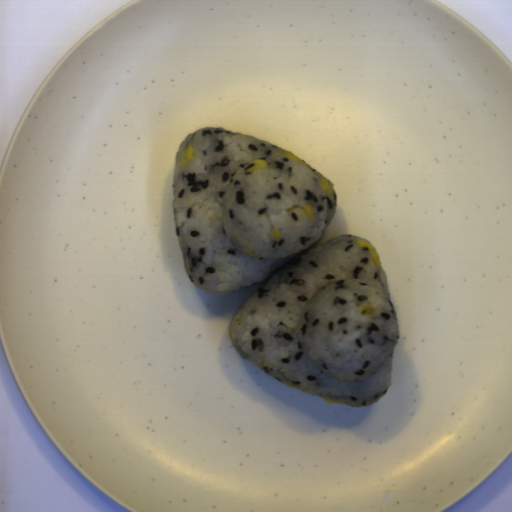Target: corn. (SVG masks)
<instances>
[{
  "label": "corn",
  "mask_w": 512,
  "mask_h": 512,
  "mask_svg": "<svg viewBox=\"0 0 512 512\" xmlns=\"http://www.w3.org/2000/svg\"><path fill=\"white\" fill-rule=\"evenodd\" d=\"M319 183H320L322 190L325 191L326 194L329 195L334 192V187H333L332 183L330 181H328L326 178L321 176L319 178Z\"/></svg>",
  "instance_id": "4"
},
{
  "label": "corn",
  "mask_w": 512,
  "mask_h": 512,
  "mask_svg": "<svg viewBox=\"0 0 512 512\" xmlns=\"http://www.w3.org/2000/svg\"><path fill=\"white\" fill-rule=\"evenodd\" d=\"M304 211L305 213L307 214L308 218L314 222L315 220V215H314V209H313V206L312 204H305L304 205Z\"/></svg>",
  "instance_id": "5"
},
{
  "label": "corn",
  "mask_w": 512,
  "mask_h": 512,
  "mask_svg": "<svg viewBox=\"0 0 512 512\" xmlns=\"http://www.w3.org/2000/svg\"><path fill=\"white\" fill-rule=\"evenodd\" d=\"M192 159H196L195 148L192 144H188L182 151L178 163L181 167L187 168L189 161Z\"/></svg>",
  "instance_id": "2"
},
{
  "label": "corn",
  "mask_w": 512,
  "mask_h": 512,
  "mask_svg": "<svg viewBox=\"0 0 512 512\" xmlns=\"http://www.w3.org/2000/svg\"><path fill=\"white\" fill-rule=\"evenodd\" d=\"M359 248H367L370 252L369 262L373 263L377 268H380L381 258L374 246L363 239H356Z\"/></svg>",
  "instance_id": "1"
},
{
  "label": "corn",
  "mask_w": 512,
  "mask_h": 512,
  "mask_svg": "<svg viewBox=\"0 0 512 512\" xmlns=\"http://www.w3.org/2000/svg\"><path fill=\"white\" fill-rule=\"evenodd\" d=\"M284 155H285V157H290V158H292V159H293V160H295L296 162H304V161H302L300 158H298L296 155H294L292 152H289V151H287V150H285ZM304 163H305V162H304Z\"/></svg>",
  "instance_id": "6"
},
{
  "label": "corn",
  "mask_w": 512,
  "mask_h": 512,
  "mask_svg": "<svg viewBox=\"0 0 512 512\" xmlns=\"http://www.w3.org/2000/svg\"><path fill=\"white\" fill-rule=\"evenodd\" d=\"M251 163H255L253 167L249 168L247 171H254V170H258V169H268V164L266 161H264L263 159H253L251 161H249L248 163L244 164L246 167L248 165H250Z\"/></svg>",
  "instance_id": "3"
}]
</instances>
